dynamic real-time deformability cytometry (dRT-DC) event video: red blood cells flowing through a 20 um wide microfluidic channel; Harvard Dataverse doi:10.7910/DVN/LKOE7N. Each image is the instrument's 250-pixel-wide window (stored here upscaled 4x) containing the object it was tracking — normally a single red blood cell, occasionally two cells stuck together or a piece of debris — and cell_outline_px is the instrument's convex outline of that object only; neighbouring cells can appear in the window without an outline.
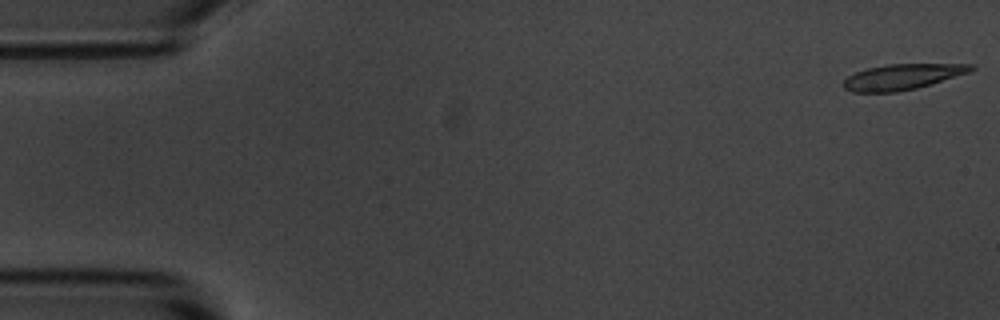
{"species": "common noctule bat (a hibernating species)", "species_latin": "Nyctalus noctula", "temperature_condition": "room temperature", "stored_images_in_passage": 5, "camera_frame_rate_fps": 3000, "um_per_image_px": 0.085, "animal": {"sex": "male", "body_mass_g": 20.1, "forearm_length_mm": 53.5}, "frame": {"image": 1, "passage_image": 1, "time_ms": 0.0, "image_size_px": [1000, 320], "cell_outline_px": [[976, 68], [968, 72], [916, 88], [896, 92], [852, 92], [844, 88], [840, 84], [848, 76], [856, 72], [868, 68], [888, 64], [976, 64]], "centroid_in_image_um": [76.65, 6.53], "position_along_channel_um": 8.3, "area_um2": 18.84}}